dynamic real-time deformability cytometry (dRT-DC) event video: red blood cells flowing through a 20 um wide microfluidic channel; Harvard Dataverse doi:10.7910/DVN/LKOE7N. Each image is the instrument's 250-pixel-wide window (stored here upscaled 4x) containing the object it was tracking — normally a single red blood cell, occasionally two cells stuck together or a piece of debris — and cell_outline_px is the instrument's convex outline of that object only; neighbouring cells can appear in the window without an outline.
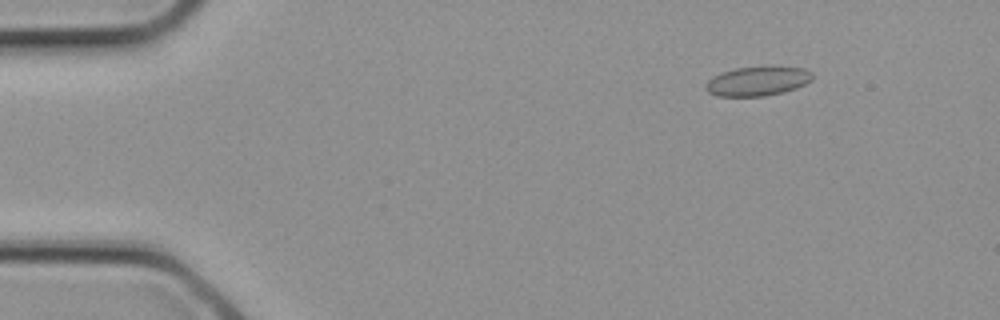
{"species": "common noctule bat (a hibernating species)", "species_latin": "Nyctalus noctula", "temperature_condition": "cold", "stored_images_in_passage": 2, "camera_frame_rate_fps": 3000, "um_per_image_px": 0.085, "animal": {"sex": "female", "body_mass_g": 21.9}, "frame": {"image": 1, "passage_image": 2, "time_ms": 0.333, "image_size_px": [1000, 320], "cell_outline_px": [[812, 80], [796, 88], [784, 92], [764, 96], [716, 96], [708, 92], [704, 88], [704, 84], [712, 76], [736, 68], [764, 64], [804, 68], [812, 72]], "centroid_in_image_um": [64.39, 6.86], "position_along_channel_um": 20.6, "area_um2": 18.84}}